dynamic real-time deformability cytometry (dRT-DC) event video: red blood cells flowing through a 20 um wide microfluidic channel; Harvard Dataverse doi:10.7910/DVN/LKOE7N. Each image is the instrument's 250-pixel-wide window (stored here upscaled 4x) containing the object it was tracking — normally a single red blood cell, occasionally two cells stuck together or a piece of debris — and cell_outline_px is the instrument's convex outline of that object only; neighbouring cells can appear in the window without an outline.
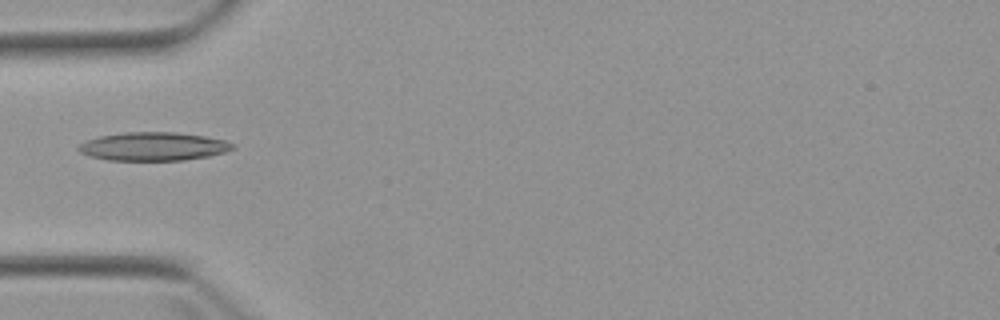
{"species": "Egyptian fruit bat (a non-hibernating species)", "species_latin": "Rousettus aegyptiacus", "temperature_condition": "warm", "stored_images_in_passage": 4, "camera_frame_rate_fps": 3000, "um_per_image_px": 0.085, "animal": {"sex": "female"}, "frame": {"image": 1, "passage_image": 4, "time_ms": 4.333, "image_size_px": [1000, 320], "cell_outline_px": [[236, 148], [224, 152], [208, 156], [184, 160], [108, 160], [92, 156], [80, 152], [76, 148], [80, 144], [88, 140], [100, 136], [124, 132], [176, 132], [204, 136], [224, 140], [236, 144]], "centroid_in_image_um": [13.07, 12.44], "position_along_channel_um": 71.9, "area_um2": 25.43}}